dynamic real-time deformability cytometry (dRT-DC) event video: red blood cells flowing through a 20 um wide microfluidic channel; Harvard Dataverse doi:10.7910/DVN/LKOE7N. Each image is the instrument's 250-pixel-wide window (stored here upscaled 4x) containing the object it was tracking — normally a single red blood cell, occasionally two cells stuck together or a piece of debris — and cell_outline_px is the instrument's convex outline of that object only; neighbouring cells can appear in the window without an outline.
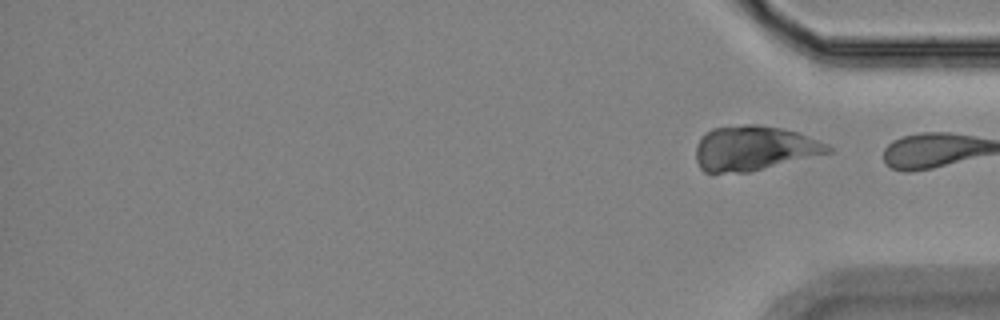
{"species": "Egyptian fruit bat (a non-hibernating species)", "species_latin": "Rousettus aegyptiacus", "temperature_condition": "room temperature", "stored_images_in_passage": 18, "segment_of_instrument_passage": [2, 2], "camera_frame_rate_fps": 3000, "um_per_image_px": 0.085, "animal": {"sex": "female"}, "frame": {"image": 1, "passage_image": 18, "time_ms": 19.333, "image_size_px": [1000, 320], "cell_outline_px": [[832, 152], [748, 172], [704, 172], [700, 168], [696, 160], [696, 144], [700, 136], [704, 132], [712, 128], [744, 124], [756, 124], [784, 128], [796, 132], [828, 144], [832, 148]], "centroid_in_image_um": [64.05, 12.58], "position_along_channel_um": 371.1, "area_um2": 34.45}}